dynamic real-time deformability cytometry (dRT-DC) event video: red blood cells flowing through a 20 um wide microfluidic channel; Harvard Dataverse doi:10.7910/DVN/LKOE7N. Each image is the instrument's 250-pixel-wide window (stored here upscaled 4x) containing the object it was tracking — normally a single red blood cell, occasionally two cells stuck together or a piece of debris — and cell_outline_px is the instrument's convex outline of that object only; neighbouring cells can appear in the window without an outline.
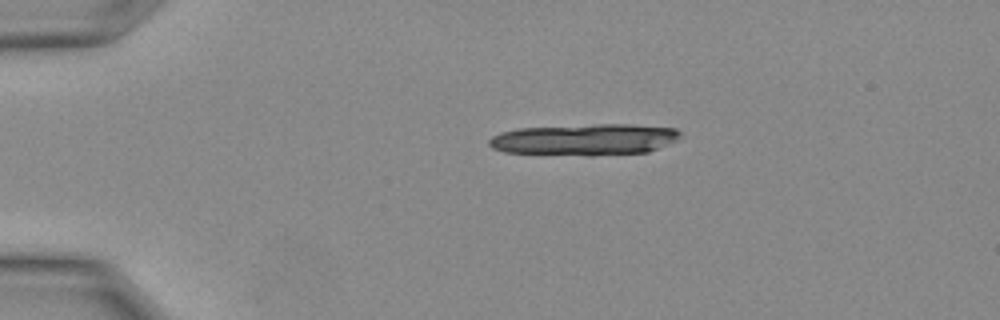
{"species": "Egyptian fruit bat (a non-hibernating species)", "species_latin": "Rousettus aegyptiacus", "temperature_condition": "warm", "stored_images_in_passage": 3, "camera_frame_rate_fps": 3000, "um_per_image_px": 0.085, "animal": {"sex": "female"}, "frame": {"image": 1, "passage_image": 1, "time_ms": 0.0, "image_size_px": [1000, 320], "cell_outline_px": [[684, 136], [668, 144], [648, 152], [592, 156], [588, 156], [504, 152], [492, 148], [488, 144], [488, 140], [492, 136], [500, 132], [520, 128], [596, 124], [632, 124], [676, 128]], "centroid_in_image_um": [49.72, 11.86], "position_along_channel_um": 35.3, "area_um2": 35.43}}